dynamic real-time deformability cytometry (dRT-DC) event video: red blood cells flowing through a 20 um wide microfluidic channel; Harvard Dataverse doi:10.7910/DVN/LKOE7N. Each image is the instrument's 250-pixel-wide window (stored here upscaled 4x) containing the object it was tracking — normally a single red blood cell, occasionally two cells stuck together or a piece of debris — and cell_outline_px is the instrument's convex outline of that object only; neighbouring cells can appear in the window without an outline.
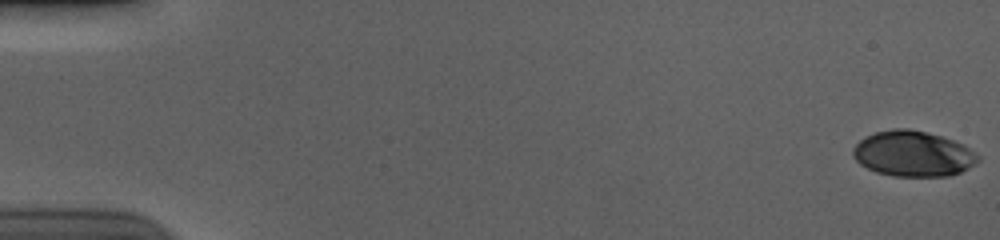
{"species": "human", "species_latin": "Homo sapiens", "temperature_condition": "cold", "stored_images_in_passage": 57, "camera_frame_rate_fps": 3000, "um_per_image_px": 0.085, "donor": {"sex": "male"}, "frame": {"image": 1, "passage_image": 1, "time_ms": 0.0, "image_size_px": [1000, 240], "cell_outline_px": [[980, 160], [968, 168], [960, 172], [948, 176], [892, 176], [876, 172], [860, 164], [852, 156], [852, 148], [864, 136], [876, 132], [892, 128], [908, 128], [940, 136], [952, 140], [968, 148], [980, 156]], "centroid_in_image_um": [77.57, 13.07], "position_along_channel_um": 7.4, "area_um2": 33.06}}
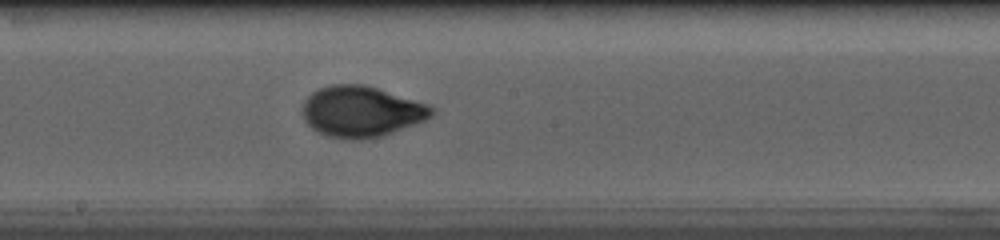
{"frame": {"image": 2, "passage_image": 32, "time_ms": 10.333, "image_size_px": [1000, 240], "cell_outline_px": [[436, 112], [432, 116], [424, 120], [392, 132], [380, 136], [360, 140], [352, 140], [328, 136], [312, 128], [304, 120], [304, 100], [312, 92], [320, 88], [332, 84], [360, 84], [376, 88], [428, 104], [436, 108]], "centroid_in_image_um": [30.72, 9.48], "position_along_channel_um": 217.5, "area_um2": 37.92}}
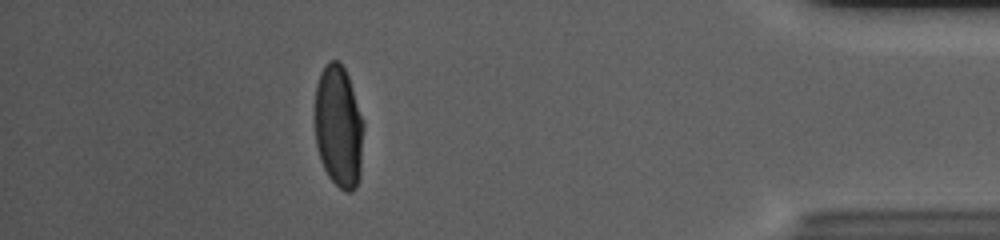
{"frame": {"image": 3, "passage_image": 51, "time_ms": 16.667, "image_size_px": [1000, 240], "cell_outline_px": [[364, 128], [360, 176], [356, 188], [352, 192], [344, 192], [328, 176], [320, 160], [316, 144], [316, 84], [320, 72], [324, 64], [328, 60], [340, 60], [348, 76], [364, 124]], "centroid_in_image_um": [28.79, 10.76], "position_along_channel_um": 406.4, "area_um2": 34.91}, "authors_computed_cell_mechanics": {"area_um2": 35.6626, "velocity_mm_per_s": 3.7043, "shape_relaxation_time_tau1_ms": 3.7269, "shape_relaxation_time_tau2_ms": null, "deformation_change_tau1": 0.1836, "deformation_change_tau2": null}}